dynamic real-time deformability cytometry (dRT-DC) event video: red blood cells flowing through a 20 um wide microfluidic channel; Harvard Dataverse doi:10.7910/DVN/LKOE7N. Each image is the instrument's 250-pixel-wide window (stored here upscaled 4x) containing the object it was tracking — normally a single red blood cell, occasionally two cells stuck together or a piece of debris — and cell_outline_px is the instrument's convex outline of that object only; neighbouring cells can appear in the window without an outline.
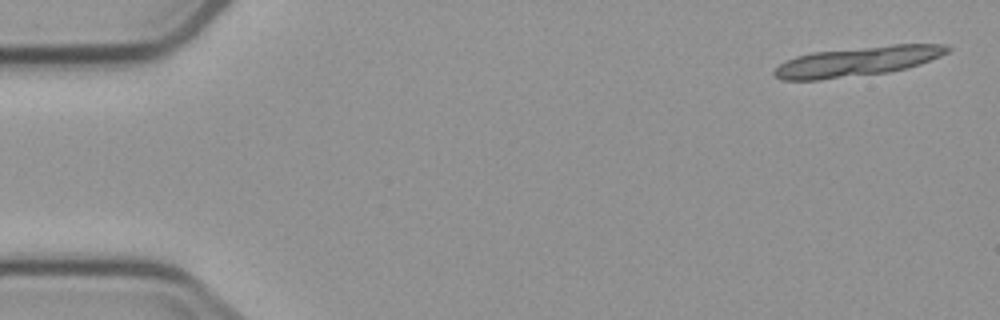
{"species": "common noctule bat (a hibernating species)", "species_latin": "Nyctalus noctula", "temperature_condition": "cold", "stored_images_in_passage": 4, "segment_of_instrument_passage": [1, 2], "camera_frame_rate_fps": 3000, "um_per_image_px": 0.085, "animal": {"sex": "male", "body_mass_g": 23.1, "forearm_length_mm": 52.7}, "frame": {"image": 1, "passage_image": 1, "time_ms": 0.0, "image_size_px": [1000, 320], "cell_outline_px": [[952, 48], [948, 52], [940, 56], [920, 64], [888, 72], [820, 80], [784, 80], [776, 76], [772, 72], [784, 60], [796, 56], [812, 52], [892, 44], [944, 44]], "centroid_in_image_um": [72.87, 5.21], "position_along_channel_um": 12.1, "area_um2": 29.82}}